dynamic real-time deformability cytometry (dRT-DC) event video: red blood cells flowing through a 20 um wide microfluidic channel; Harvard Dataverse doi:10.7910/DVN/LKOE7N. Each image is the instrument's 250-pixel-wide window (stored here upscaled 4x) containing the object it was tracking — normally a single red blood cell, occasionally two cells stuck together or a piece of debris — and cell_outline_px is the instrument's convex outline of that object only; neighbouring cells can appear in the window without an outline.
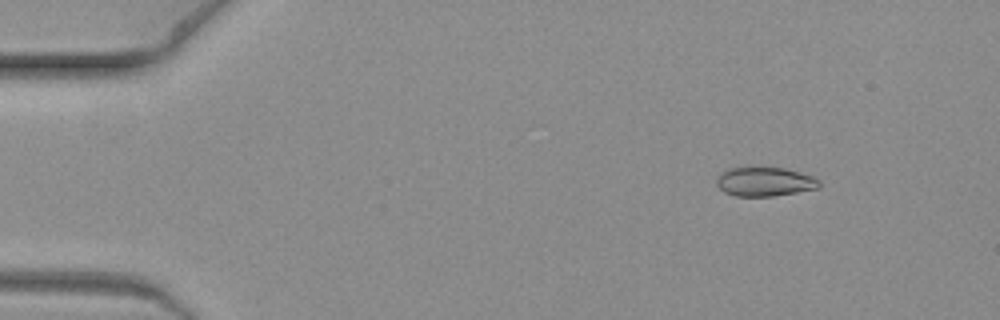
{"species": "common noctule bat (a hibernating species)", "species_latin": "Nyctalus noctula", "temperature_condition": "warm", "stored_images_in_passage": 7, "camera_frame_rate_fps": 3000, "um_per_image_px": 0.085, "animal": {"sex": "female", "body_mass_g": 19.3, "forearm_length_mm": 54.1}, "frame": {"image": 1, "passage_image": 1, "time_ms": 0.0, "image_size_px": [1000, 320], "cell_outline_px": [[820, 188], [772, 196], [736, 196], [724, 192], [716, 184], [716, 180], [724, 172], [732, 168], [784, 168], [812, 176], [820, 180]], "centroid_in_image_um": [65.03, 15.46], "position_along_channel_um": 20.0, "area_um2": 17.05}}
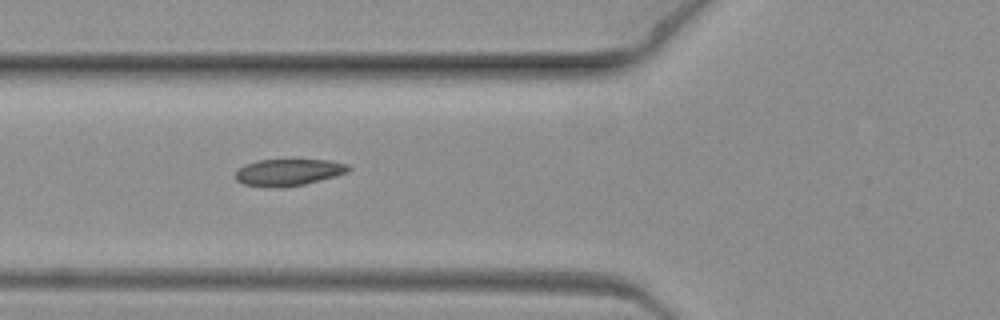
{"frame": {"image": 2, "passage_image": 6, "time_ms": 1.667, "image_size_px": [1000, 320], "cell_outline_px": [[352, 168], [348, 172], [336, 176], [304, 184], [284, 188], [268, 188], [244, 184], [236, 180], [236, 172], [244, 164], [260, 160], [328, 160], [348, 164]], "centroid_in_image_um": [24.53, 14.66], "position_along_channel_um": 101.3, "area_um2": 17.74}}
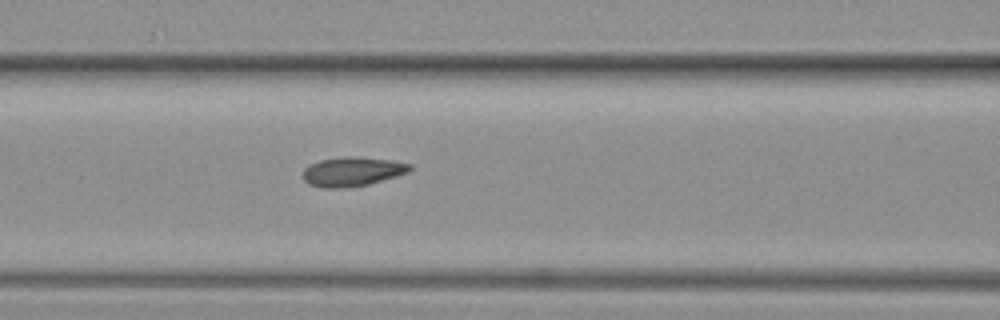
{"frame": {"image": 3, "passage_image": 7, "time_ms": 2.0, "image_size_px": [1000, 320], "cell_outline_px": [[412, 168], [408, 172], [396, 176], [368, 184], [344, 188], [324, 188], [308, 184], [304, 180], [304, 168], [320, 160], [344, 156], [348, 156], [388, 160], [412, 164]], "centroid_in_image_um": [29.93, 14.59], "position_along_channel_um": 136.7, "area_um2": 17.98}}